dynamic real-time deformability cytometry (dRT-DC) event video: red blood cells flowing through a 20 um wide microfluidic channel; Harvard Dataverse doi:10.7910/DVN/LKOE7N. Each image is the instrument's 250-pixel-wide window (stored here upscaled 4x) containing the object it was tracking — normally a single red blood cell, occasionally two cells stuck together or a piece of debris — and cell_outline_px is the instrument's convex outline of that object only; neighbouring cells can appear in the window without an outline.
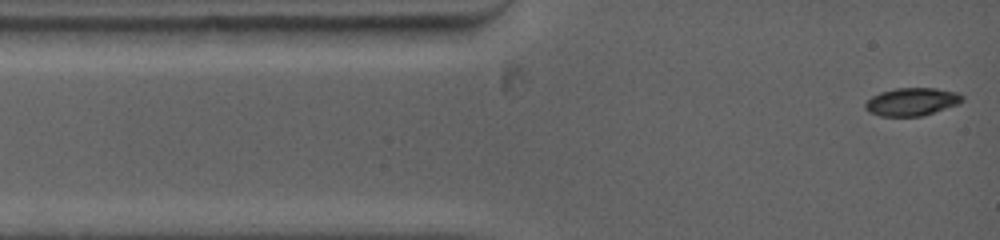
{"species": "common noctule bat (a hibernating species)", "species_latin": "Nyctalus noctula", "temperature_condition": "warm", "stored_images_in_passage": 7, "camera_frame_rate_fps": 5000, "um_per_image_px": 0.085, "animal": {"sex": "female", "body_mass_g": 19.0, "forearm_length_mm": 53.3}, "frame": {"image": 1, "passage_image": 1, "time_ms": 0.0, "image_size_px": [1000, 240], "cell_outline_px": [[964, 100], [956, 104], [920, 116], [880, 116], [868, 112], [864, 108], [864, 104], [872, 96], [880, 92], [896, 88], [936, 88], [956, 92], [964, 96]], "centroid_in_image_um": [77.46, 8.64], "position_along_channel_um": 7.5, "area_um2": 15.61}}
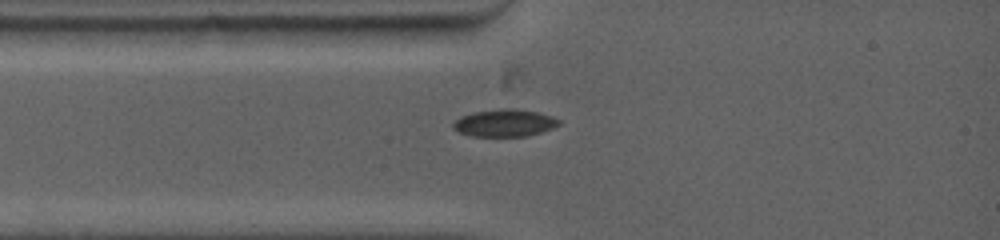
{"frame": {"image": 2, "passage_image": 6, "time_ms": 2.0, "image_size_px": [1000, 240], "cell_outline_px": [[560, 124], [552, 128], [540, 132], [524, 136], [472, 136], [460, 132], [452, 128], [452, 124], [460, 116], [476, 112], [500, 108], [516, 108], [536, 112], [552, 116], [560, 120]], "centroid_in_image_um": [42.88, 10.44], "position_along_channel_um": 42.1, "area_um2": 16.7}}